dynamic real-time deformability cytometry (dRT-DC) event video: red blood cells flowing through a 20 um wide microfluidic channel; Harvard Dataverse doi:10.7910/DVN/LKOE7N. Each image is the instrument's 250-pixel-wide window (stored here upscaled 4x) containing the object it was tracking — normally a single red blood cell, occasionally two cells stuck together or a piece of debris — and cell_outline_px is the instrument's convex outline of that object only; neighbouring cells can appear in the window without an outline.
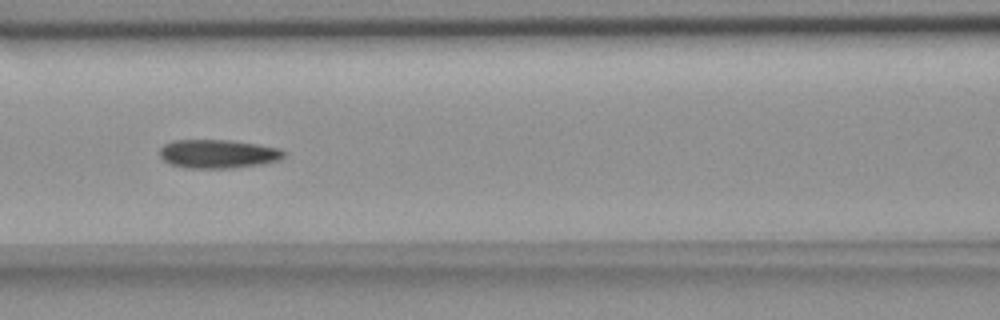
{"species": "common noctule bat (a hibernating species)", "species_latin": "Nyctalus noctula", "temperature_condition": "room temperature", "stored_images_in_passage": 9, "camera_frame_rate_fps": 3000, "um_per_image_px": 0.085, "animal": {"sex": "female", "body_mass_g": 18.4}, "frame": {"image": 1, "passage_image": 6, "time_ms": 5.667, "image_size_px": [1000, 320], "cell_outline_px": [[284, 156], [280, 160], [264, 164], [232, 168], [188, 168], [172, 164], [164, 160], [160, 156], [160, 148], [164, 144], [172, 140], [228, 140], [256, 144], [280, 148], [284, 152]], "centroid_in_image_um": [18.54, 13.08], "position_along_channel_um": 148.1, "area_um2": 20.75}}
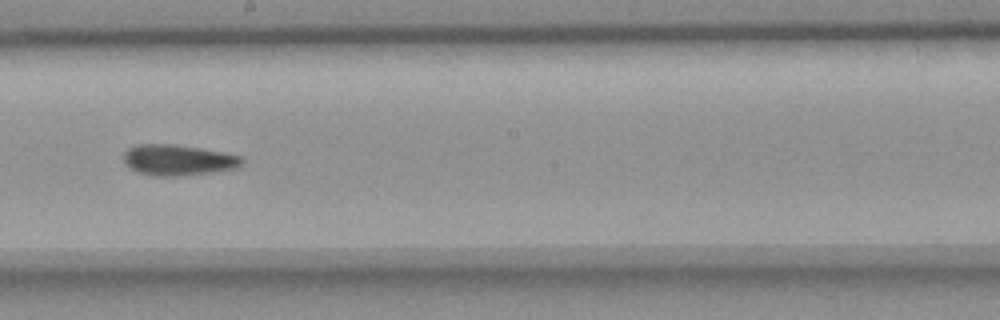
{"frame": {"image": 2, "passage_image": 8, "time_ms": 8.0, "image_size_px": [1000, 320], "cell_outline_px": [[240, 164], [232, 168], [208, 172], [176, 176], [152, 176], [140, 172], [124, 164], [124, 152], [128, 148], [136, 144], [172, 144], [200, 148], [240, 156]], "centroid_in_image_um": [15.02, 13.59], "position_along_channel_um": 233.2, "area_um2": 20.63}}
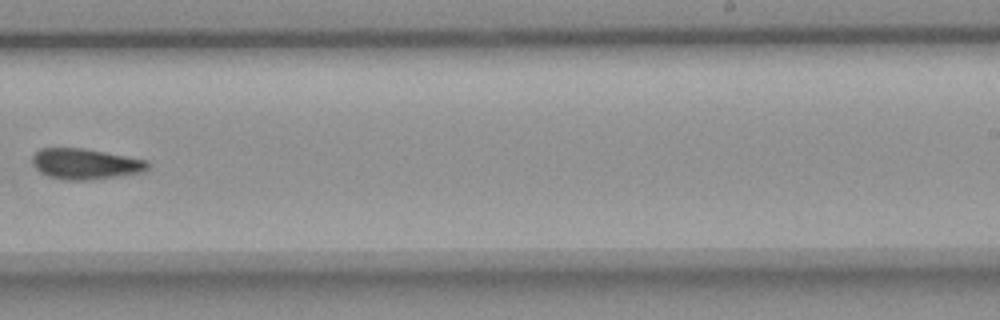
{"frame": {"image": 3, "passage_image": 9, "time_ms": 9.333, "image_size_px": [1000, 320], "cell_outline_px": [[148, 168], [144, 172], [92, 180], [68, 180], [48, 176], [40, 172], [36, 168], [32, 160], [32, 156], [40, 148], [84, 148], [148, 160]], "centroid_in_image_um": [7.27, 13.93], "position_along_channel_um": 281.7, "area_um2": 20.63}}